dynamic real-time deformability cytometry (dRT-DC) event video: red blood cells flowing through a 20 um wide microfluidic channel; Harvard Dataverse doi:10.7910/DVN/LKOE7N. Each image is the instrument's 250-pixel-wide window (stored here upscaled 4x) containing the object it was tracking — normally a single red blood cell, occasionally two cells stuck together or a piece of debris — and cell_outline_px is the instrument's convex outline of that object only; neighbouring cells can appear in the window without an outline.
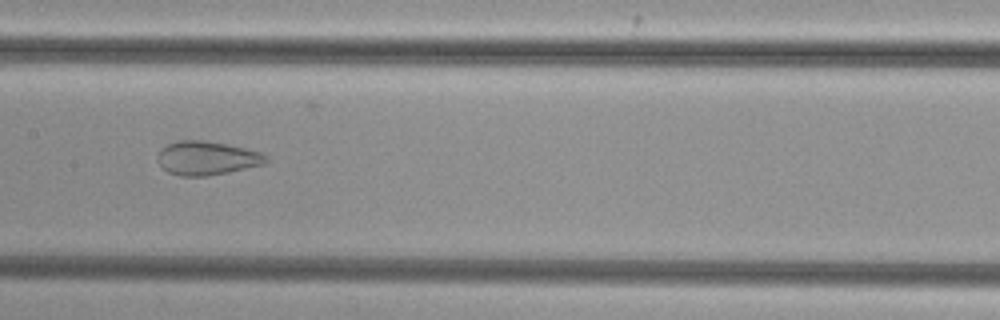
{"species": "common noctule bat (a hibernating species)", "species_latin": "Nyctalus noctula", "temperature_condition": "cold", "stored_images_in_passage": 42, "camera_frame_rate_fps": 3000, "um_per_image_px": 0.085, "animal": {"sex": "female", "body_mass_g": 29.2, "forearm_length_mm": 56.3}, "frame": {"image": 1, "passage_image": 17, "time_ms": 5.333, "image_size_px": [1000, 320], "cell_outline_px": [[268, 160], [264, 164], [228, 172], [208, 176], [180, 176], [168, 172], [160, 164], [156, 156], [160, 148], [168, 144], [180, 140], [204, 140], [228, 144], [260, 152], [268, 156]], "centroid_in_image_um": [17.57, 13.43], "position_along_channel_um": 189.8, "area_um2": 21.39}}
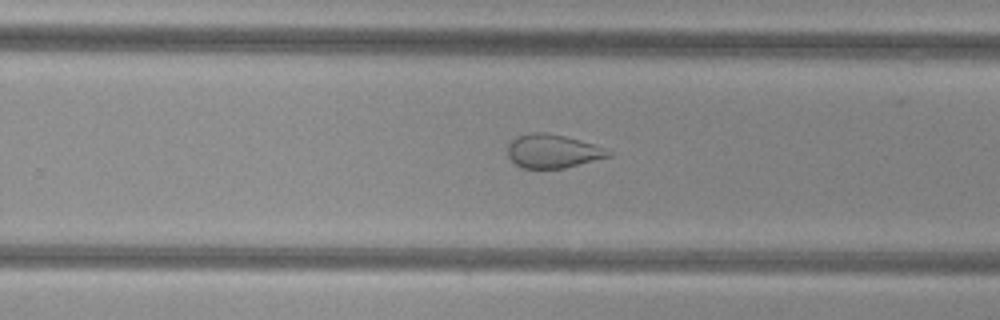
{"frame": {"image": 2, "passage_image": 24, "time_ms": 7.667, "image_size_px": [1000, 320], "cell_outline_px": [[612, 156], [564, 168], [524, 168], [516, 164], [508, 156], [508, 144], [516, 136], [532, 132], [548, 132], [580, 140], [592, 144], [612, 152]], "centroid_in_image_um": [46.96, 12.84], "position_along_channel_um": 282.8, "area_um2": 19.59}}
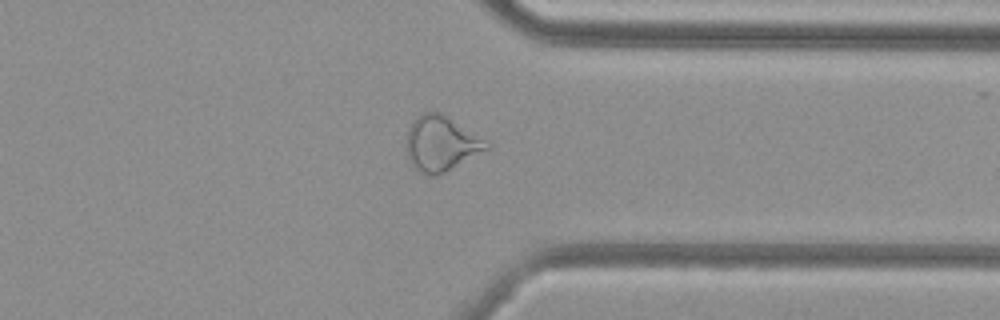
{"frame": {"image": 3, "passage_image": 31, "time_ms": 10.0, "image_size_px": [1000, 320], "cell_outline_px": [[492, 148], [436, 176], [428, 176], [412, 168], [408, 164], [404, 148], [408, 132], [416, 116], [424, 112], [440, 112], [492, 144]], "centroid_in_image_um": [37.46, 12.24], "position_along_channel_um": 373.9, "area_um2": 26.07}}